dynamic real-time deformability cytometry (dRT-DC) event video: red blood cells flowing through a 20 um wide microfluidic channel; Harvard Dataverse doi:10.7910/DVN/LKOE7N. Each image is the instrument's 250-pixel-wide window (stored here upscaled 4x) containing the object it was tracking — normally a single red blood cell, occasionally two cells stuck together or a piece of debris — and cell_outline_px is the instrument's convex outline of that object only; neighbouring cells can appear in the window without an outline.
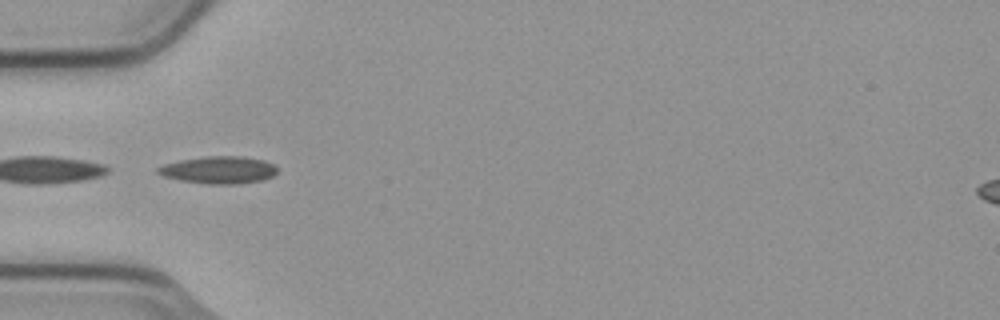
{"species": "common noctule bat (a hibernating species)", "species_latin": "Nyctalus noctula", "temperature_condition": "cold", "stored_images_in_passage": 8, "camera_frame_rate_fps": 3000, "um_per_image_px": 0.085, "animal": {"sex": "male", "body_mass_g": 23.1, "forearm_length_mm": 52.7}, "frame": {"image": 1, "passage_image": 5, "time_ms": 1.333, "image_size_px": [1000, 320], "cell_outline_px": [[276, 172], [272, 176], [264, 180], [236, 184], [208, 184], [180, 180], [164, 176], [156, 172], [156, 168], [164, 164], [180, 160], [204, 156], [244, 156], [264, 160], [272, 164], [276, 168]], "centroid_in_image_um": [18.58, 14.44], "position_along_channel_um": 66.4, "area_um2": 19.02}}
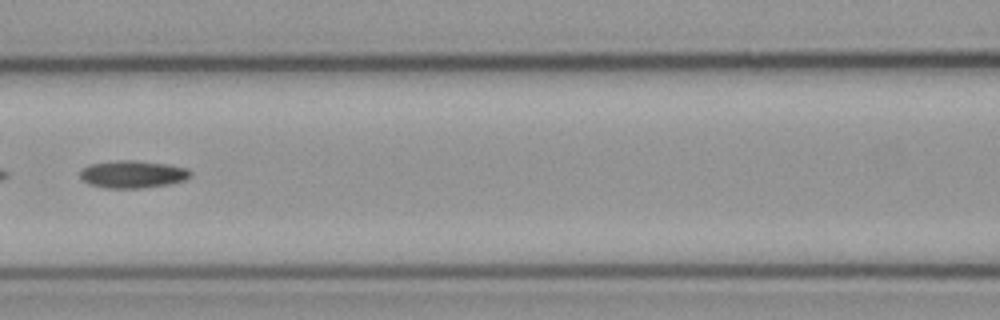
{"frame": {"image": 2, "passage_image": 7, "time_ms": 2.0, "image_size_px": [1000, 320], "cell_outline_px": [[192, 172], [184, 180], [168, 184], [140, 188], [104, 188], [88, 184], [80, 176], [80, 172], [88, 164], [116, 160], [136, 160], [164, 164], [188, 168]], "centroid_in_image_um": [11.24, 14.81], "position_along_channel_um": 155.4, "area_um2": 17.57}}
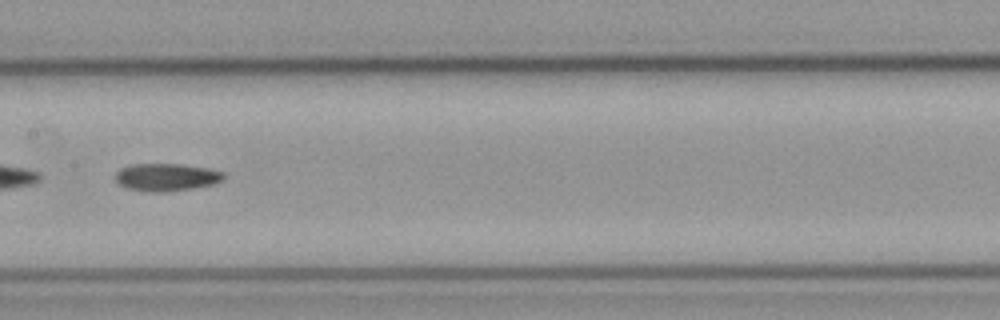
{"frame": {"image": 3, "passage_image": 8, "time_ms": 2.333, "image_size_px": [1000, 320], "cell_outline_px": [[224, 176], [220, 180], [212, 184], [192, 188], [164, 192], [148, 192], [128, 188], [120, 184], [116, 180], [116, 172], [120, 168], [132, 164], [180, 164], [208, 168], [224, 172]], "centroid_in_image_um": [14.12, 15.05], "position_along_channel_um": 193.3, "area_um2": 17.22}}